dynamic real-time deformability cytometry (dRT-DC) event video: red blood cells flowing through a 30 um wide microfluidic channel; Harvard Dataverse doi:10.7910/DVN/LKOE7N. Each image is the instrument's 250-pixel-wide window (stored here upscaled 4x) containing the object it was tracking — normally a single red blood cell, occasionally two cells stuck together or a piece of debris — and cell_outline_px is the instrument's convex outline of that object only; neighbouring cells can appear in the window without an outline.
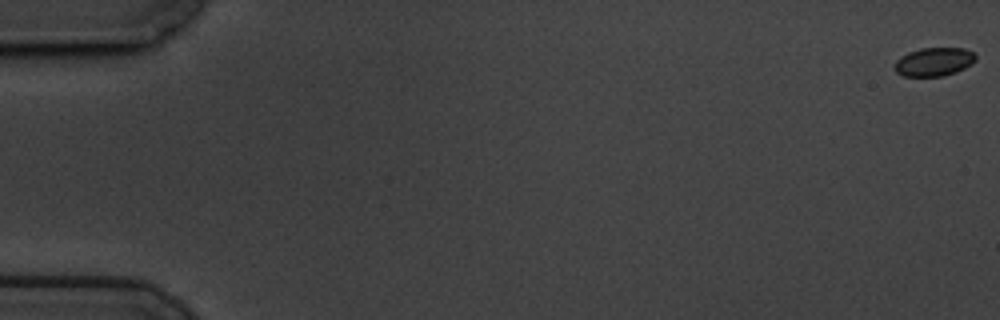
{"species": "common noctule bat (a hibernating species)", "species_latin": "Nyctalus noctula", "temperature_condition": "cold", "stored_images_in_passage": 60, "camera_frame_rate_fps": 3000, "um_per_image_px": 0.085, "animal": {"sex": "male", "body_mass_g": 19.5, "forearm_length_mm": 54.6}, "frame": {"image": 1, "passage_image": 1, "time_ms": 0.0, "image_size_px": [1000, 320], "cell_outline_px": [[976, 60], [972, 64], [956, 72], [944, 76], [904, 76], [896, 72], [892, 64], [900, 56], [908, 52], [920, 48], [964, 48], [972, 52], [976, 56]], "centroid_in_image_um": [79.36, 5.25], "position_along_channel_um": 5.6, "area_um2": 13.64}}
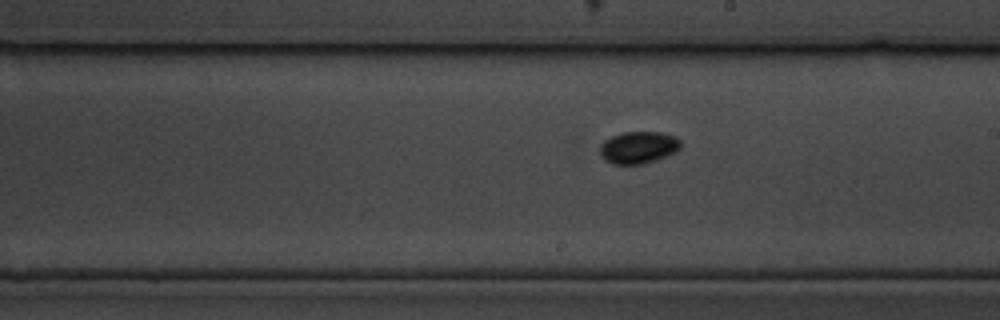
{"frame": {"image": 2, "passage_image": 35, "time_ms": 11.333, "image_size_px": [1000, 320], "cell_outline_px": [[680, 148], [676, 152], [656, 160], [640, 164], [612, 164], [604, 160], [600, 156], [600, 144], [604, 140], [612, 136], [624, 132], [660, 132], [676, 136], [680, 140]], "centroid_in_image_um": [54.25, 12.53], "position_along_channel_um": 234.7, "area_um2": 15.2}}
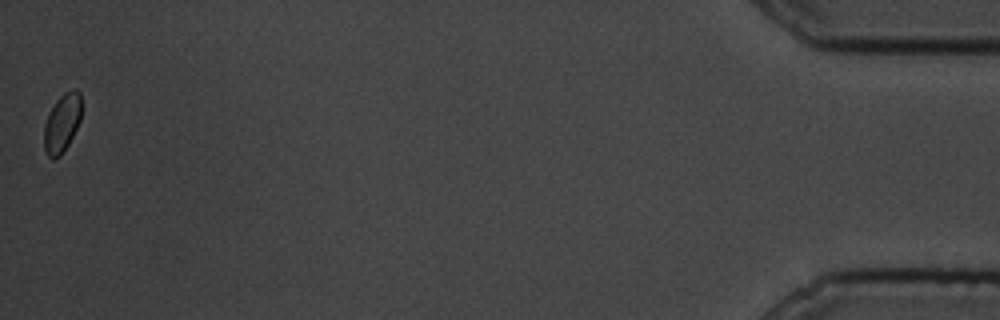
{"frame": {"image": 3, "passage_image": 60, "time_ms": 19.667, "image_size_px": [1000, 320], "cell_outline_px": [[80, 120], [68, 144], [60, 156], [52, 160], [48, 156], [44, 148], [44, 124], [56, 100], [64, 92], [72, 88], [76, 88], [80, 92]], "centroid_in_image_um": [5.26, 10.45], "position_along_channel_um": 429.9, "area_um2": 12.6}, "authors_computed_cell_mechanics": {"area_um2": 13.9876, "velocity_mm_per_s": 3.4241, "shape_relaxation_time_tau1_ms": 1.1727, "shape_relaxation_time_tau2_ms": null, "deformation_change_tau1": 0.0365, "deformation_change_tau2": null}}